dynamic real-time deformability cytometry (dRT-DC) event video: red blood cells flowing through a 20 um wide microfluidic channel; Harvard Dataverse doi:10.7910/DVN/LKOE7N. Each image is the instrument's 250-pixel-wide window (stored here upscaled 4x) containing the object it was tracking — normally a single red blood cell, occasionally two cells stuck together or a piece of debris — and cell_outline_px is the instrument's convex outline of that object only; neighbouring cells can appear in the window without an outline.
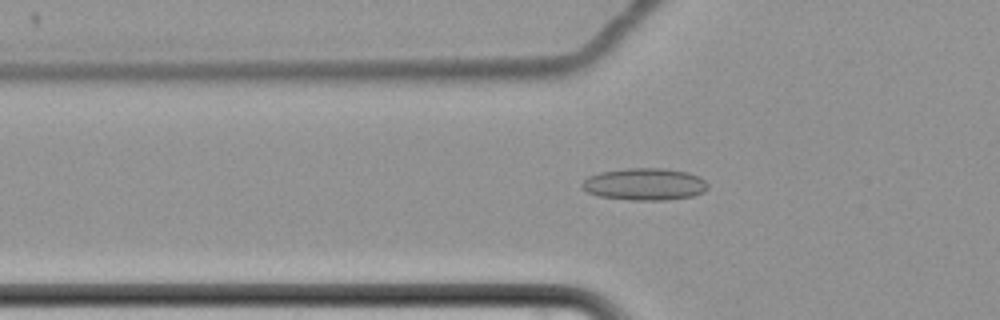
{"species": "common noctule bat (a hibernating species)", "species_latin": "Nyctalus noctula", "temperature_condition": "cold", "stored_images_in_passage": 64, "camera_frame_rate_fps": 3000, "um_per_image_px": 0.085, "animal": {"sex": "female", "body_mass_g": 22.7, "forearm_length_mm": 54.2}, "frame": {"image": 1, "passage_image": 25, "time_ms": 8.0, "image_size_px": [1000, 320], "cell_outline_px": [[708, 188], [704, 192], [692, 196], [668, 200], [628, 200], [600, 196], [588, 192], [580, 188], [580, 184], [588, 176], [600, 172], [628, 168], [664, 168], [688, 172], [700, 176], [708, 184]], "centroid_in_image_um": [54.8, 15.65], "position_along_channel_um": 71.0, "area_um2": 23.76}}
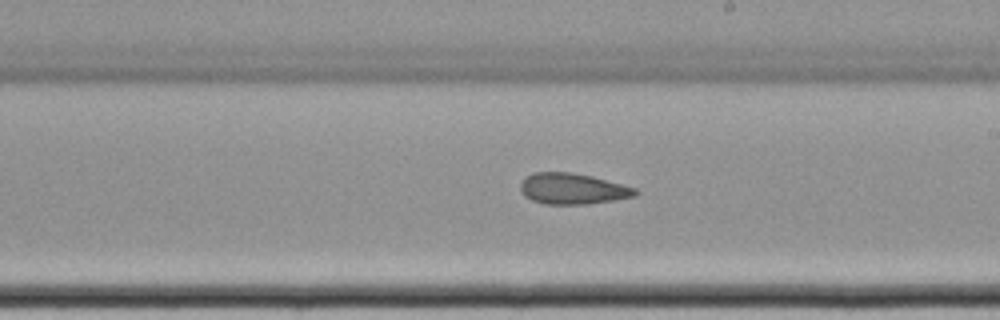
{"frame": {"image": 2, "passage_image": 40, "time_ms": 13.0, "image_size_px": [1000, 320], "cell_outline_px": [[640, 192], [636, 196], [588, 204], [544, 204], [532, 200], [524, 196], [520, 192], [520, 184], [524, 176], [532, 172], [572, 172], [592, 176], [636, 188]], "centroid_in_image_um": [48.63, 16.03], "position_along_channel_um": 240.4, "area_um2": 20.92}}
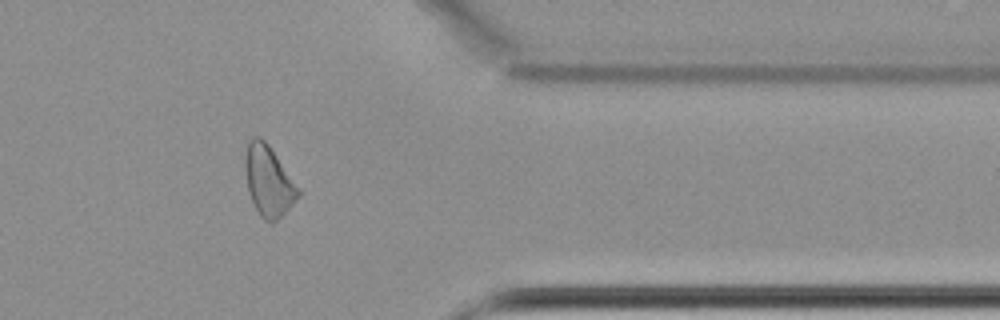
{"frame": {"image": 3, "passage_image": 54, "time_ms": 17.667, "image_size_px": [1000, 320], "cell_outline_px": [[300, 196], [272, 224], [268, 224], [260, 216], [252, 200], [248, 188], [244, 168], [244, 156], [248, 140], [252, 136], [260, 136], [268, 144], [300, 188]], "centroid_in_image_um": [22.81, 15.36], "position_along_channel_um": 388.6, "area_um2": 21.85}, "authors_computed_cell_mechanics": {"area_um2": 22.4264, "velocity_mm_per_s": 3.435, "shape_relaxation_time_tau1_ms": null, "shape_relaxation_time_tau2_ms": 3.6902, "deformation_change_tau1": null, "deformation_change_tau2": 0.1131}}